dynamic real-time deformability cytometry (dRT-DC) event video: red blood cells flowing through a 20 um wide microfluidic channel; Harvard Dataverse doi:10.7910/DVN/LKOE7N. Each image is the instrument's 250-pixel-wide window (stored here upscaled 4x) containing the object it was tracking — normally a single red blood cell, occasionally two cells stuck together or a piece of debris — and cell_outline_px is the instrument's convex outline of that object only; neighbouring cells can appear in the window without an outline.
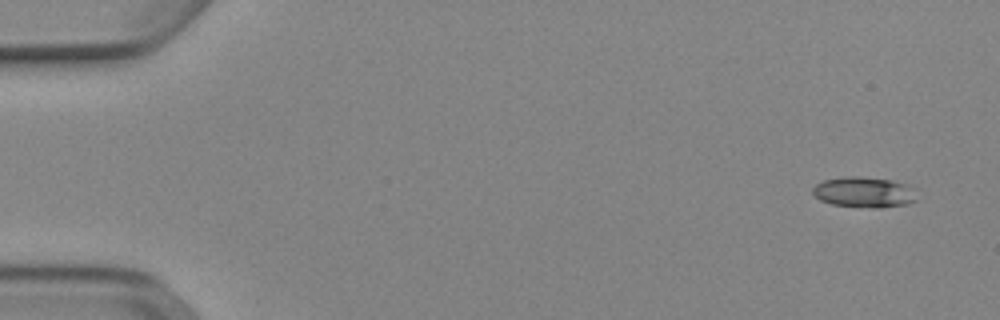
{"species": "Egyptian fruit bat (a non-hibernating species)", "species_latin": "Rousettus aegyptiacus", "temperature_condition": "cold", "stored_images_in_passage": 50, "camera_frame_rate_fps": 3000, "um_per_image_px": 0.085, "animal": {"sex": "female"}, "frame": {"image": 1, "passage_image": 1, "time_ms": 0.0, "image_size_px": [1000, 320], "cell_outline_px": [[916, 200], [908, 204], [880, 208], [872, 208], [832, 204], [820, 200], [812, 192], [812, 188], [816, 184], [824, 180], [848, 176], [856, 176], [892, 180], [908, 184], [916, 188]], "centroid_in_image_um": [73.5, 16.33], "position_along_channel_um": 11.5, "area_um2": 18.73}}
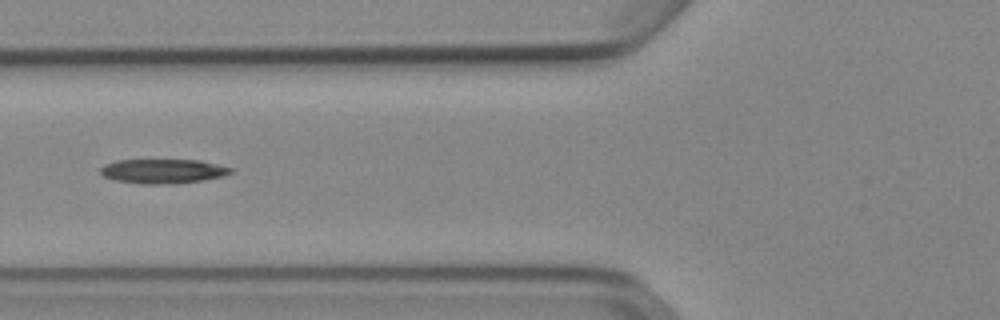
{"frame": {"image": 2, "passage_image": 19, "time_ms": 6.0, "image_size_px": [1000, 320], "cell_outline_px": [[232, 172], [224, 176], [204, 180], [172, 184], [140, 184], [116, 180], [104, 176], [100, 172], [100, 168], [104, 164], [116, 160], [200, 160], [232, 168]], "centroid_in_image_um": [13.84, 14.55], "position_along_channel_um": 112.0, "area_um2": 18.55}}
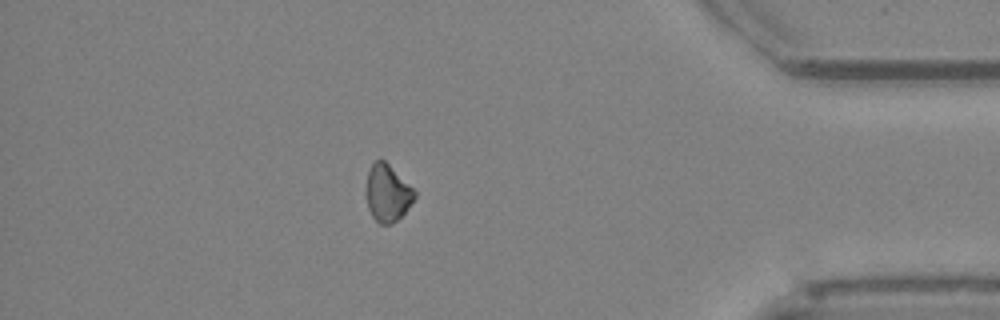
{"frame": {"image": 3, "passage_image": 44, "time_ms": 14.333, "image_size_px": [1000, 320], "cell_outline_px": [[416, 196], [408, 208], [392, 224], [380, 224], [372, 216], [368, 208], [368, 172], [372, 164], [376, 160], [384, 160], [416, 192]], "centroid_in_image_um": [32.95, 16.43], "position_along_channel_um": 402.2, "area_um2": 15.43}, "authors_computed_cell_mechanics": {"area_um2": 18.2648, "velocity_mm_per_s": 3.9077, "shape_relaxation_time_tau1_ms": 7.9814, "shape_relaxation_time_tau2_ms": null, "deformation_change_tau1": 0.1365, "deformation_change_tau2": null}}